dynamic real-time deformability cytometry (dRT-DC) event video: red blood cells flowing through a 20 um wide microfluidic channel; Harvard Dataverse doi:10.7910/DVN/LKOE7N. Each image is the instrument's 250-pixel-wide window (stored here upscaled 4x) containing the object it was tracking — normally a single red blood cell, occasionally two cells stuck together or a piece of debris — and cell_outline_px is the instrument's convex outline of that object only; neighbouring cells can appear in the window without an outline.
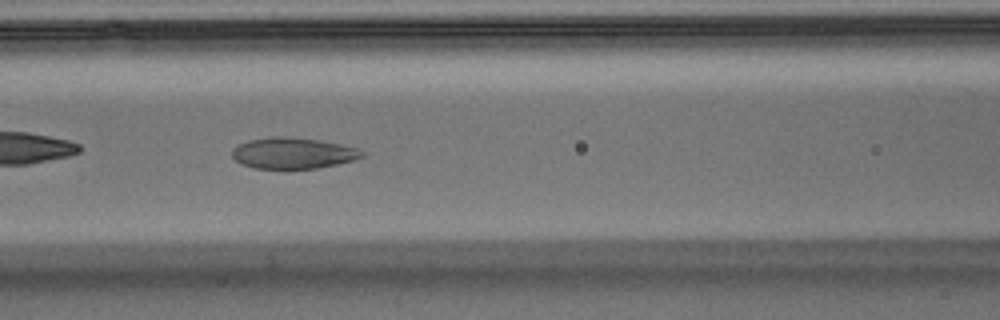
{"species": "Egyptian fruit bat (a non-hibernating species)", "species_latin": "Rousettus aegyptiacus", "temperature_condition": "warm", "stored_images_in_passage": 40, "camera_frame_rate_fps": 3000, "um_per_image_px": 0.085, "animal": {"sex": "male"}, "frame": {"image": 1, "passage_image": 8, "time_ms": 2.333, "image_size_px": [1000, 320], "cell_outline_px": [[364, 156], [356, 160], [316, 168], [252, 168], [240, 164], [232, 156], [232, 148], [248, 140], [272, 136], [280, 136], [320, 140], [340, 144], [356, 148], [364, 152]], "centroid_in_image_um": [24.89, 13.01], "position_along_channel_um": 141.7, "area_um2": 23.47}}
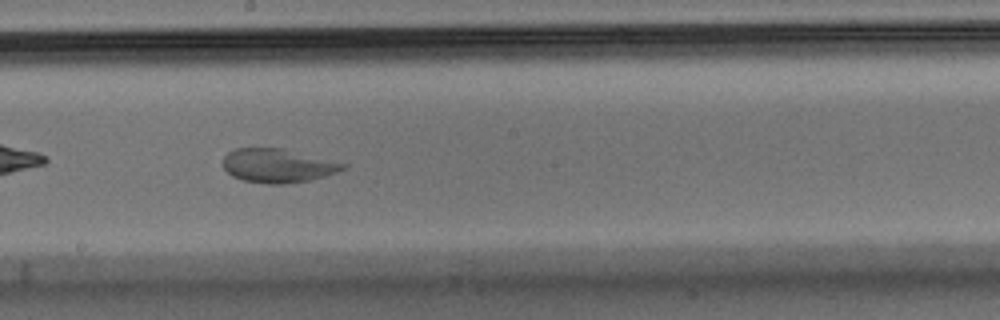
{"frame": {"image": 2, "passage_image": 15, "time_ms": 4.667, "image_size_px": [1000, 320], "cell_outline_px": [[348, 168], [324, 176], [308, 180], [284, 184], [268, 184], [244, 180], [232, 176], [224, 168], [224, 156], [228, 152], [236, 148], [280, 148], [348, 164]], "centroid_in_image_um": [23.61, 14.08], "position_along_channel_um": 224.6, "area_um2": 23.35}}
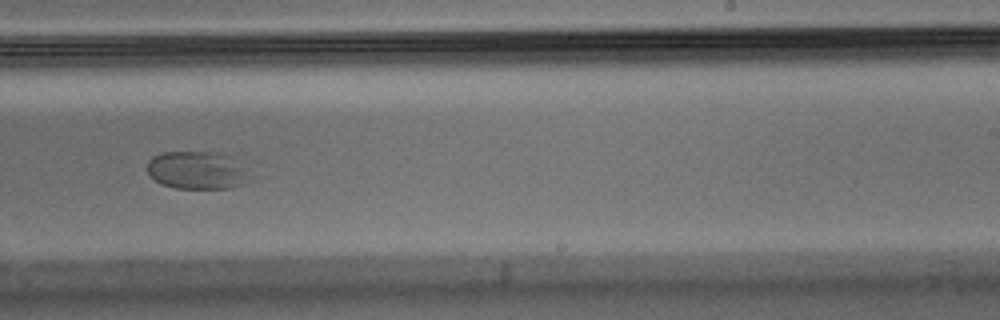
{"frame": {"image": 3, "passage_image": 19, "time_ms": 6.0, "image_size_px": [1000, 320], "cell_outline_px": [[248, 176], [240, 184], [228, 188], [176, 188], [160, 184], [148, 172], [148, 160], [152, 156], [160, 152], [220, 152], [244, 164]], "centroid_in_image_um": [16.71, 14.45], "position_along_channel_um": 272.3, "area_um2": 22.43}}